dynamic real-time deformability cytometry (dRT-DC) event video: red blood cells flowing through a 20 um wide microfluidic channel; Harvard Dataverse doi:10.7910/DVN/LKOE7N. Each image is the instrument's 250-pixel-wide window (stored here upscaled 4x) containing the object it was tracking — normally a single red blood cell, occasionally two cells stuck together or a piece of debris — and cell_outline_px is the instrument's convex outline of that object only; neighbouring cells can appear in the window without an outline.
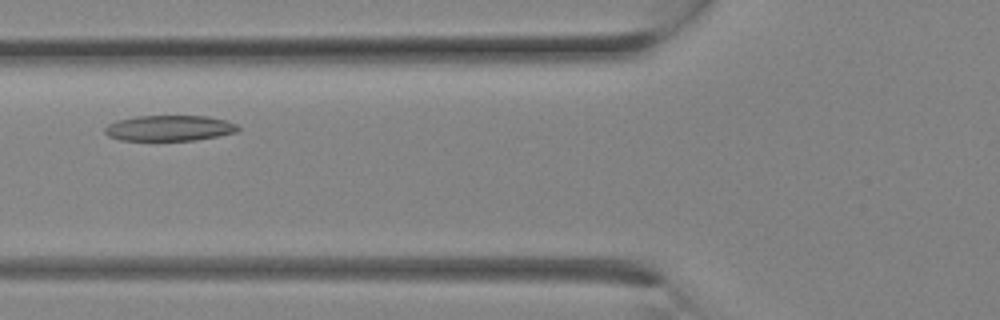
{"species": "Egyptian fruit bat (a non-hibernating species)", "species_latin": "Rousettus aegyptiacus", "temperature_condition": "room temperature", "stored_images_in_passage": 7, "camera_frame_rate_fps": 3000, "um_per_image_px": 0.085, "animal": {"sex": "female"}, "frame": {"image": 1, "passage_image": 6, "time_ms": 1.667, "image_size_px": [1000, 320], "cell_outline_px": [[240, 128], [236, 132], [216, 136], [192, 140], [120, 140], [108, 136], [104, 132], [104, 128], [108, 124], [116, 120], [136, 116], [208, 116], [224, 120], [236, 124]], "centroid_in_image_um": [14.35, 10.88], "position_along_channel_um": 111.5, "area_um2": 19.77}}